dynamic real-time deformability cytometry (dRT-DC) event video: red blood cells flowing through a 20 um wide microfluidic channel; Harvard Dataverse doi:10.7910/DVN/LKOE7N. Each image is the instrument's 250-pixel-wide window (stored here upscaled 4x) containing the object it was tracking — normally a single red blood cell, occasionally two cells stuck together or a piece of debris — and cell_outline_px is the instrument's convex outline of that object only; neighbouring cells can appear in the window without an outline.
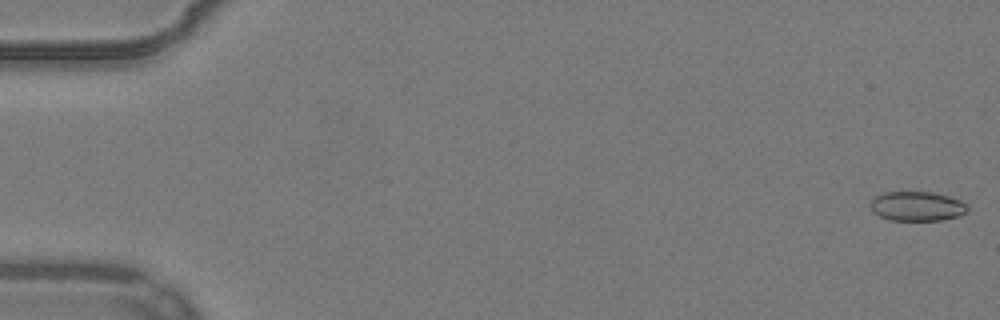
{"species": "common noctule bat (a hibernating species)", "species_latin": "Nyctalus noctula", "temperature_condition": "warm", "stored_images_in_passage": 53, "camera_frame_rate_fps": 3000, "um_per_image_px": 0.085, "animal": {"sex": "male", "body_mass_g": 19.2, "forearm_length_mm": 51.8}, "frame": {"image": 1, "passage_image": 1, "time_ms": 0.0, "image_size_px": [1000, 320], "cell_outline_px": [[968, 212], [956, 216], [940, 220], [892, 220], [880, 216], [872, 212], [868, 204], [876, 196], [884, 192], [932, 192], [948, 196], [960, 200], [968, 208]], "centroid_in_image_um": [77.91, 17.52], "position_along_channel_um": 7.1, "area_um2": 16.59}}
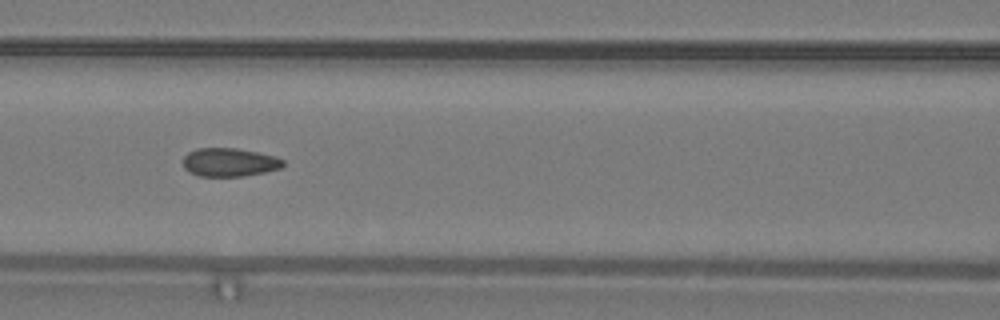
{"frame": {"image": 2, "passage_image": 24, "time_ms": 7.667, "image_size_px": [1000, 320], "cell_outline_px": [[284, 164], [280, 168], [264, 172], [244, 176], [200, 176], [188, 172], [184, 168], [184, 156], [188, 152], [196, 148], [236, 148], [276, 156], [284, 160]], "centroid_in_image_um": [19.49, 13.79], "position_along_channel_um": 147.1, "area_um2": 16.59}}
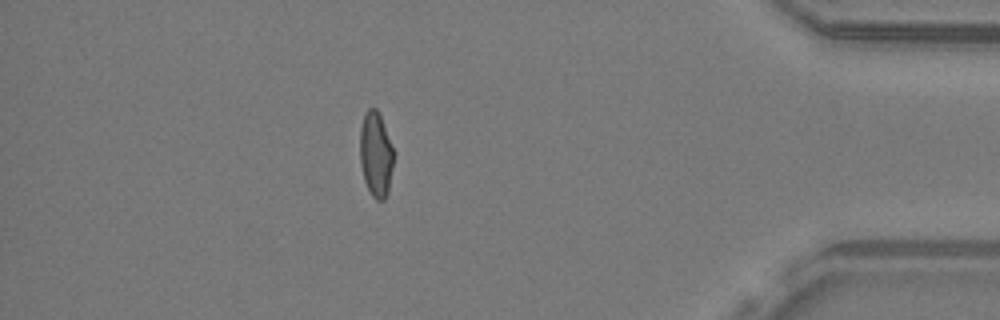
{"frame": {"image": 3, "passage_image": 47, "time_ms": 15.333, "image_size_px": [1000, 320], "cell_outline_px": [[396, 152], [388, 192], [384, 200], [376, 200], [372, 196], [364, 180], [360, 164], [360, 128], [364, 112], [368, 108], [376, 108], [380, 116]], "centroid_in_image_um": [31.96, 13.12], "position_along_channel_um": 403.2, "area_um2": 17.11}, "authors_computed_cell_mechanics": {"area_um2": 17.1666, "velocity_mm_per_s": 3.9104, "shape_relaxation_time_tau1_ms": null, "shape_relaxation_time_tau2_ms": 1.0982, "deformation_change_tau1": null, "deformation_change_tau2": 0.0533}}